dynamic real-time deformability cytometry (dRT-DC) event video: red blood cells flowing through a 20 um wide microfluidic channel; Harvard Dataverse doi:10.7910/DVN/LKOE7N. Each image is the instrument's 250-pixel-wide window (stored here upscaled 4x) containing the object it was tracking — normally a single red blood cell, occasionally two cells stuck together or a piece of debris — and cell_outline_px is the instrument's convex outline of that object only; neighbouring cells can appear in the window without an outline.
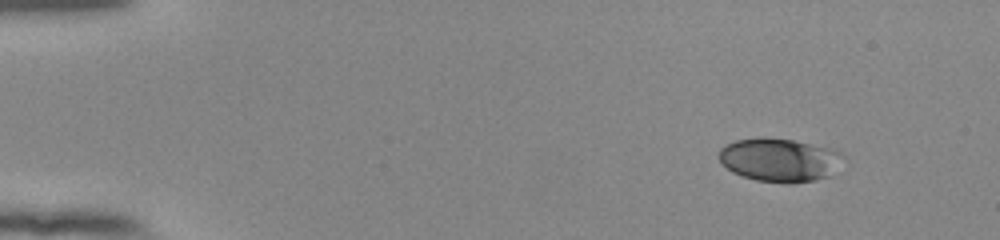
{"species": "human", "species_latin": "Homo sapiens", "temperature_condition": "room temperature", "stored_images_in_passage": 49, "camera_frame_rate_fps": 3000, "um_per_image_px": 0.085, "donor": {"sex": "female"}, "frame": {"image": 1, "passage_image": 1, "time_ms": 0.0, "image_size_px": [1000, 240], "cell_outline_px": [[844, 156], [828, 176], [816, 180], [756, 180], [732, 172], [716, 156], [720, 148], [724, 144], [736, 140], [792, 140], [840, 152]], "centroid_in_image_um": [66.17, 13.58], "position_along_channel_um": 18.8, "area_um2": 29.48}}
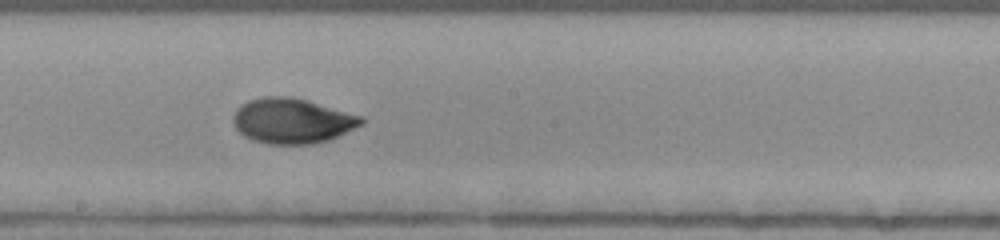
{"frame": {"image": 2, "passage_image": 26, "time_ms": 8.333, "image_size_px": [1000, 240], "cell_outline_px": [[364, 124], [328, 140], [312, 144], [268, 144], [252, 140], [244, 136], [236, 128], [232, 120], [232, 116], [236, 108], [240, 104], [248, 100], [264, 96], [288, 96], [304, 100], [364, 116]], "centroid_in_image_um": [24.8, 10.27], "position_along_channel_um": 223.4, "area_um2": 33.81}}
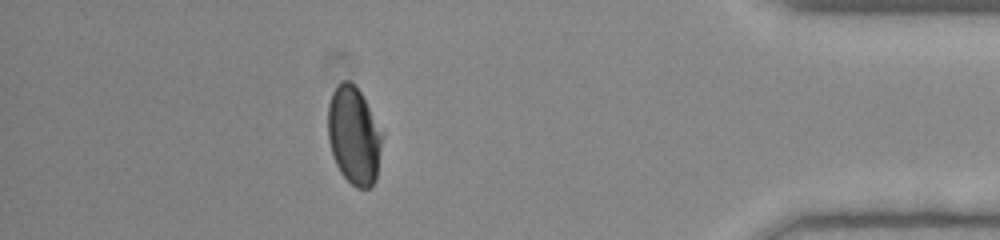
{"frame": {"image": 3, "passage_image": 43, "time_ms": 14.0, "image_size_px": [1000, 240], "cell_outline_px": [[380, 148], [376, 180], [368, 188], [356, 188], [340, 172], [336, 164], [328, 140], [328, 104], [332, 92], [344, 80], [348, 80], [360, 92], [368, 108], [380, 136]], "centroid_in_image_um": [30.02, 11.56], "position_along_channel_um": 405.2, "area_um2": 29.71}, "authors_computed_cell_mechanics": {"area_um2": 32.368, "velocity_mm_per_s": 3.8901, "shape_relaxation_time_tau1_ms": 7.3571, "shape_relaxation_time_tau2_ms": 1.0553, "deformation_change_tau1": 0.1962, "deformation_change_tau2": 0.0456}}